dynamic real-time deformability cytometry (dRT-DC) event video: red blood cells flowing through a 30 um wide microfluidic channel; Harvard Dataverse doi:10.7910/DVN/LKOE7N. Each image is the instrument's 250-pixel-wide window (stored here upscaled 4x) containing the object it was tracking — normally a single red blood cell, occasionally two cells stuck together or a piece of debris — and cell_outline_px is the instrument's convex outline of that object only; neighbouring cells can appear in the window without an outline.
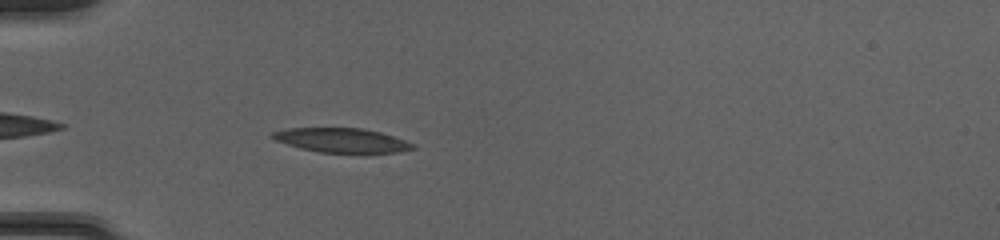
{"species": "common noctule bat (a hibernating species)", "species_latin": "Nyctalus noctula", "temperature_condition": "cold", "stored_images_in_passage": 33, "camera_frame_rate_fps": 3000, "um_per_image_px": 0.085, "animal": {"sex": "female", "body_mass_g": 20.0, "forearm_length_mm": 54.0}, "frame": {"image": 1, "passage_image": 3, "time_ms": 0.667, "image_size_px": [1000, 240], "cell_outline_px": [[416, 148], [396, 152], [320, 152], [300, 148], [276, 140], [268, 136], [272, 132], [288, 128], [360, 128], [380, 132], [404, 140], [412, 144]], "centroid_in_image_um": [28.98, 11.91], "position_along_channel_um": 56.0, "area_um2": 19.48}}
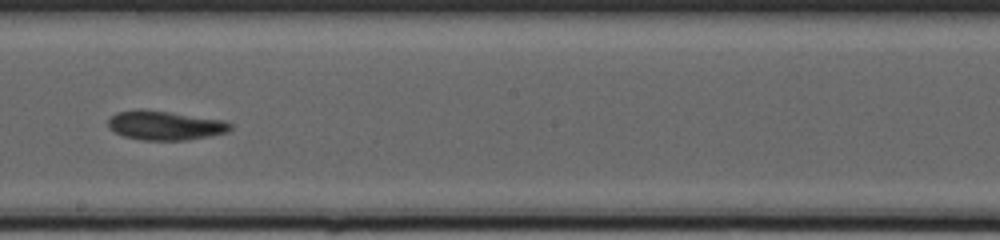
{"frame": {"image": 2, "passage_image": 17, "time_ms": 5.333, "image_size_px": [1000, 240], "cell_outline_px": [[232, 128], [228, 132], [208, 136], [184, 140], [140, 140], [124, 136], [108, 128], [108, 120], [116, 112], [140, 108], [224, 120], [232, 124]], "centroid_in_image_um": [14.01, 10.65], "position_along_channel_um": 234.2, "area_um2": 20.75}}
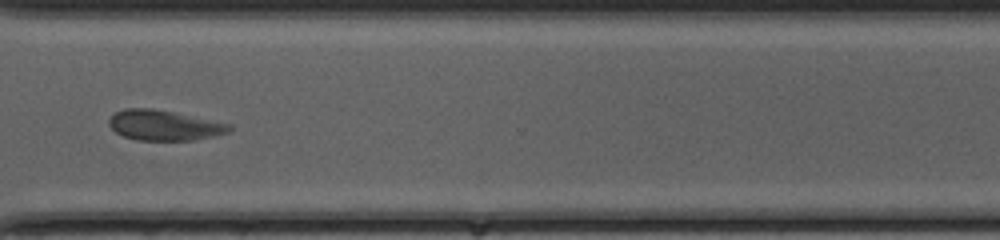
{"frame": {"image": 3, "passage_image": 26, "time_ms": 8.333, "image_size_px": [1000, 240], "cell_outline_px": [[232, 128], [228, 132], [196, 140], [136, 140], [124, 136], [116, 132], [108, 124], [108, 120], [116, 112], [124, 108], [152, 108], [232, 124]], "centroid_in_image_um": [13.94, 10.65], "position_along_channel_um": 356.7, "area_um2": 21.04}, "authors_computed_cell_mechanics": {"area_um2": 20.808, "velocity_mm_per_s": 4.0796, "shape_relaxation_time_tau1_ms": null, "shape_relaxation_time_tau2_ms": 3.4137, "deformation_change_tau1": null, "deformation_change_tau2": 0.1048}}